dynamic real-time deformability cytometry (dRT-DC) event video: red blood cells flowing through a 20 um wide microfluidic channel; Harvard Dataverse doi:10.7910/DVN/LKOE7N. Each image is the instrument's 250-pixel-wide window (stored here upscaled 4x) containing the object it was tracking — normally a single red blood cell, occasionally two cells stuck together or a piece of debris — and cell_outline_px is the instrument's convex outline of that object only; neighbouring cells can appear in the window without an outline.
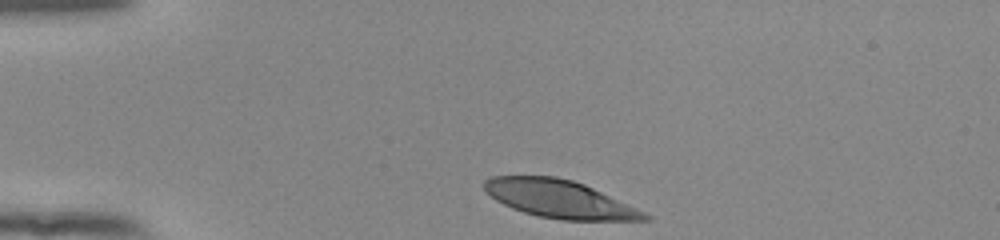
{"species": "human", "species_latin": "Homo sapiens", "temperature_condition": "room temperature", "stored_images_in_passage": 34, "camera_frame_rate_fps": 3000, "um_per_image_px": 0.085, "donor": {"sex": "female"}, "frame": {"image": 1, "passage_image": 1, "time_ms": 0.0, "image_size_px": [1000, 240], "cell_outline_px": [[652, 220], [560, 220], [540, 216], [524, 212], [512, 208], [496, 200], [484, 188], [484, 180], [492, 176], [556, 176], [572, 180], [584, 184], [636, 208], [652, 216]], "centroid_in_image_um": [47.56, 16.92], "position_along_channel_um": 37.4, "area_um2": 34.91}}
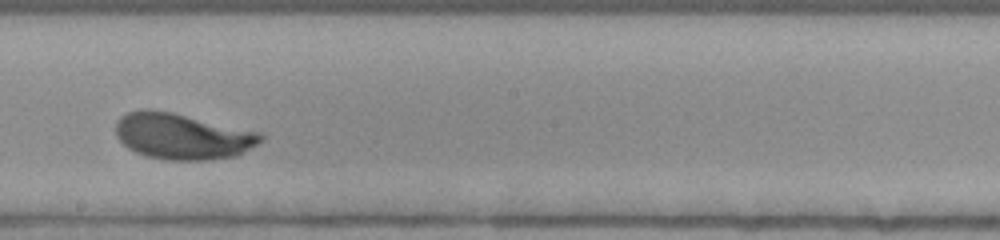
{"frame": {"image": 2, "passage_image": 20, "time_ms": 6.333, "image_size_px": [1000, 240], "cell_outline_px": [[264, 140], [236, 156], [208, 160], [168, 160], [148, 156], [136, 152], [128, 148], [116, 136], [116, 120], [120, 116], [128, 112], [144, 108], [148, 108], [172, 112], [260, 132], [264, 136]], "centroid_in_image_um": [15.49, 11.57], "position_along_channel_um": 232.7, "area_um2": 38.96}}
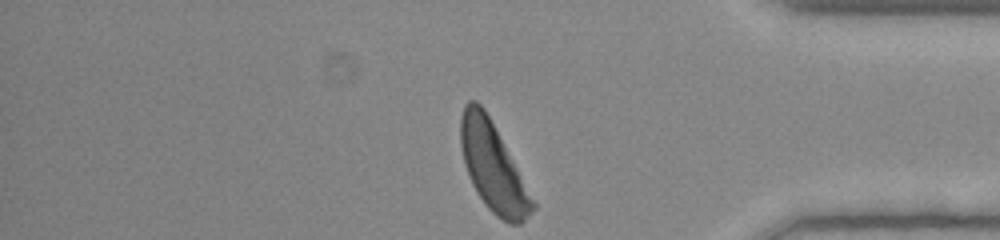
{"frame": {"image": 3, "passage_image": 34, "time_ms": 11.0, "image_size_px": [1000, 240], "cell_outline_px": [[536, 208], [520, 224], [508, 224], [496, 216], [488, 208], [476, 192], [472, 184], [464, 164], [460, 144], [460, 116], [464, 104], [468, 100], [476, 100], [484, 108], [536, 204]], "centroid_in_image_um": [41.87, 14.2], "position_along_channel_um": 393.3, "area_um2": 36.47}, "authors_computed_cell_mechanics": {"area_um2": 37.8301, "velocity_mm_per_s": 3.8566, "shape_relaxation_time_tau1_ms": 2.5228, "shape_relaxation_time_tau2_ms": null, "deformation_change_tau1": 0.1664, "deformation_change_tau2": null}}